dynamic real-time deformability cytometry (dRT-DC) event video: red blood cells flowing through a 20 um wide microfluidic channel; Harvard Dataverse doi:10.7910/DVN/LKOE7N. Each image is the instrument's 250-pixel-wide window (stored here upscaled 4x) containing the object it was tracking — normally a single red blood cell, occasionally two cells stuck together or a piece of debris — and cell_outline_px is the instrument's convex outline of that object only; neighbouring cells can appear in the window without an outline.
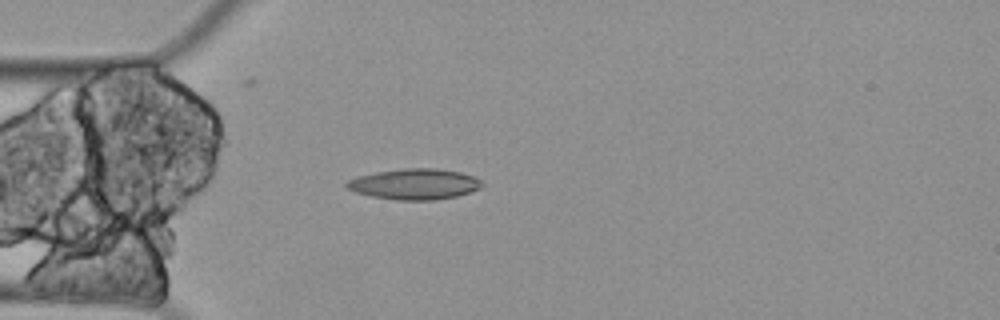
{"species": "Egyptian fruit bat (a non-hibernating species)", "species_latin": "Rousettus aegyptiacus", "temperature_condition": "cold", "stored_images_in_passage": 5, "camera_frame_rate_fps": 3000, "um_per_image_px": 0.085, "animal": {"sex": "female"}, "frame": {"image": 1, "passage_image": 5, "time_ms": 1.333, "image_size_px": [1000, 320], "cell_outline_px": [[484, 184], [480, 188], [472, 192], [456, 196], [436, 200], [396, 200], [372, 196], [356, 192], [344, 188], [344, 184], [348, 180], [360, 176], [376, 172], [404, 168], [436, 168], [460, 172], [472, 176], [480, 180]], "centroid_in_image_um": [35.24, 15.65], "position_along_channel_um": 49.8, "area_um2": 24.28}}